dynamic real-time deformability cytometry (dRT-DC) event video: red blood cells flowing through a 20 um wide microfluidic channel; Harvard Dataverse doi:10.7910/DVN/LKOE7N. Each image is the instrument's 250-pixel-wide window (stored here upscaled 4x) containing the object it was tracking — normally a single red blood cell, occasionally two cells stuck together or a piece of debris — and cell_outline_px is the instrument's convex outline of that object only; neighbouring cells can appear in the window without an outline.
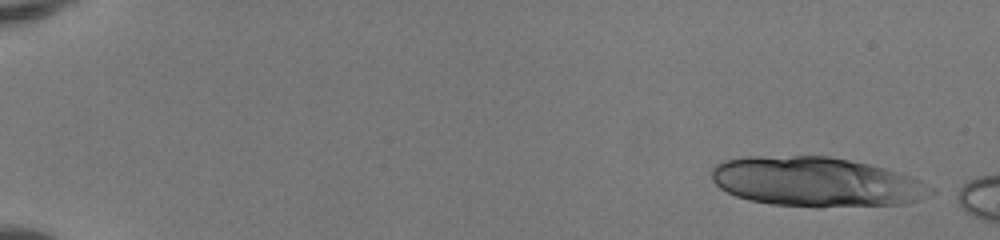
{"species": "human", "species_latin": "Homo sapiens", "temperature_condition": "room temperature", "stored_images_in_passage": 10, "camera_frame_rate_fps": 3000, "um_per_image_px": 0.085, "donor": {"sex": "female"}, "frame": {"image": 1, "passage_image": 1, "time_ms": 0.0, "image_size_px": [1000, 240], "cell_outline_px": [[936, 192], [920, 200], [900, 204], [820, 208], [816, 208], [772, 204], [748, 200], [736, 196], [720, 188], [712, 180], [712, 168], [716, 164], [724, 160], [748, 156], [828, 156], [868, 164], [900, 172], [912, 176], [936, 188]], "centroid_in_image_um": [69.41, 15.47], "position_along_channel_um": 15.6, "area_um2": 63.98}}